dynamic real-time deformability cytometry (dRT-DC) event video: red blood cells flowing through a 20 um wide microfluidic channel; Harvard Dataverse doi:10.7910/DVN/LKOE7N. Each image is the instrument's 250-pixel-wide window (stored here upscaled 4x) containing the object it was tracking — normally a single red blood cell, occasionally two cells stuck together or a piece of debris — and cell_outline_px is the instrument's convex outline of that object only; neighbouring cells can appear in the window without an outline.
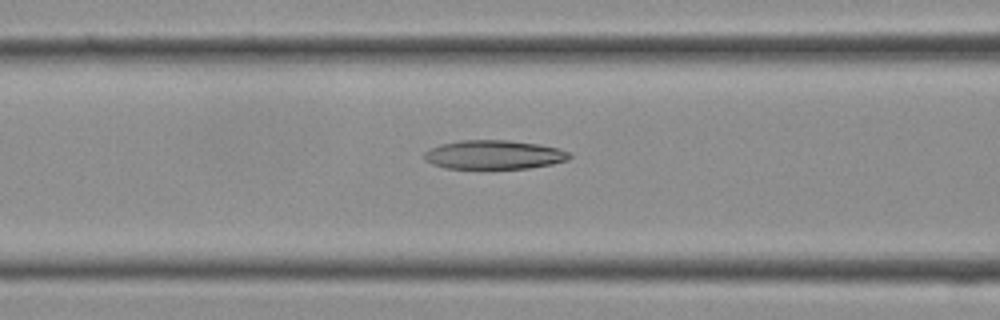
{"species": "Egyptian fruit bat (a non-hibernating species)", "species_latin": "Rousettus aegyptiacus", "temperature_condition": "cold", "stored_images_in_passage": 19, "camera_frame_rate_fps": 3000, "um_per_image_px": 0.085, "frame": {"image": 1, "passage_image": 11, "time_ms": 3.333, "image_size_px": [1000, 320], "cell_outline_px": [[572, 156], [568, 160], [552, 164], [528, 168], [444, 168], [432, 164], [424, 160], [424, 152], [440, 144], [460, 140], [508, 140], [540, 144], [556, 148], [568, 152]], "centroid_in_image_um": [41.97, 13.15], "position_along_channel_um": 124.6, "area_um2": 24.45}}
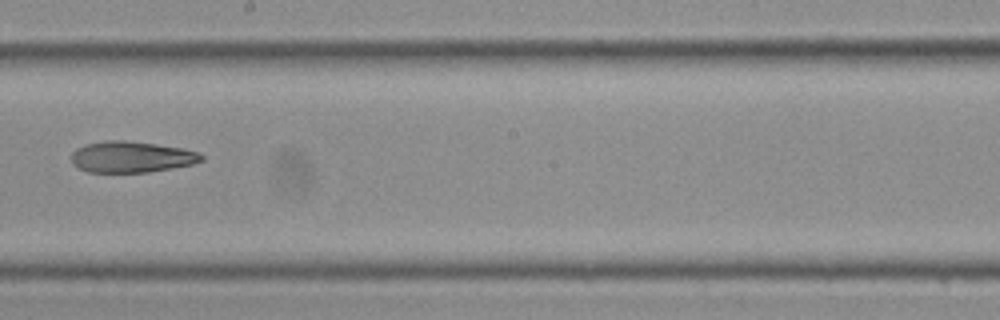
{"frame": {"image": 2, "passage_image": 16, "time_ms": 5.0, "image_size_px": [1000, 320], "cell_outline_px": [[204, 160], [192, 164], [172, 168], [148, 172], [88, 172], [72, 164], [72, 152], [76, 148], [84, 144], [104, 140], [124, 140], [156, 144], [184, 148], [200, 152], [204, 156]], "centroid_in_image_um": [11.18, 13.33], "position_along_channel_um": 237.0, "area_um2": 23.81}}
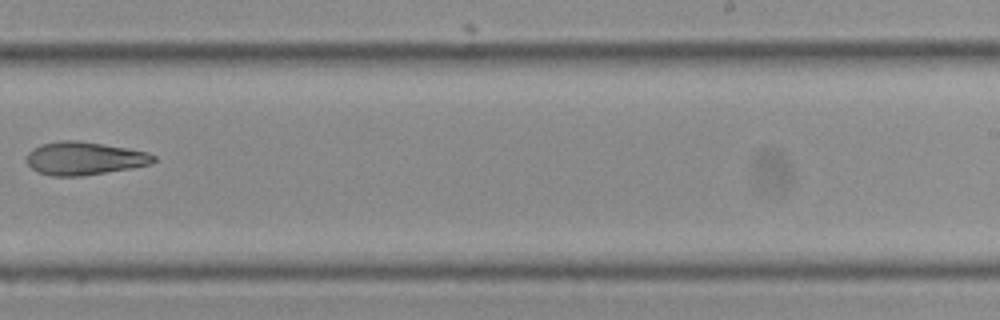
{"frame": {"image": 3, "passage_image": 18, "time_ms": 5.667, "image_size_px": [1000, 320], "cell_outline_px": [[156, 160], [152, 164], [132, 168], [80, 176], [52, 176], [36, 172], [28, 164], [28, 152], [32, 148], [40, 144], [60, 140], [76, 140], [148, 152], [156, 156]], "centroid_in_image_um": [7.16, 13.46], "position_along_channel_um": 281.8, "area_um2": 24.39}}